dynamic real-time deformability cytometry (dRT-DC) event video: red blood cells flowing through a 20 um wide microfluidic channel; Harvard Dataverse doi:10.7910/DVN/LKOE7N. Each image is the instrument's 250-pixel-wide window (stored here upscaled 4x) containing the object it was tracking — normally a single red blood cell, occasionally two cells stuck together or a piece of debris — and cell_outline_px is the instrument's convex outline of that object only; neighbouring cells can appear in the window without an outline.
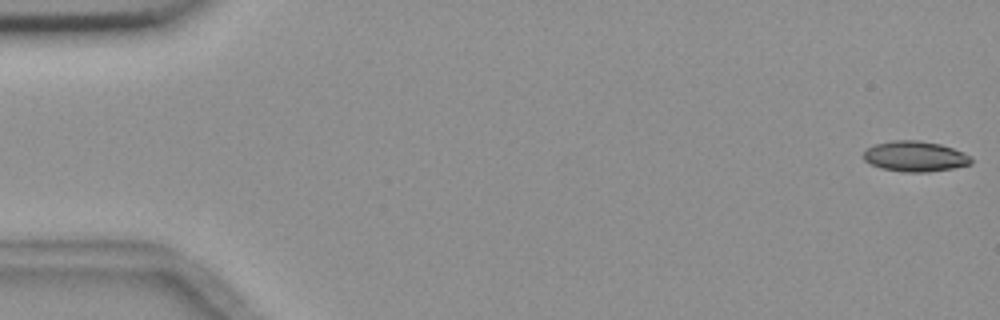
{"species": "common noctule bat (a hibernating species)", "species_latin": "Nyctalus noctula", "temperature_condition": "room temperature", "stored_images_in_passage": 8, "camera_frame_rate_fps": 3000, "um_per_image_px": 0.085, "animal": {"sex": "female", "body_mass_g": 18.4}, "frame": {"image": 1, "passage_image": 1, "time_ms": 0.0, "image_size_px": [1000, 320], "cell_outline_px": [[972, 164], [952, 168], [928, 172], [904, 172], [880, 168], [864, 160], [860, 156], [868, 148], [876, 144], [892, 140], [920, 140], [940, 144], [964, 152], [972, 156]], "centroid_in_image_um": [77.78, 13.29], "position_along_channel_um": 7.2, "area_um2": 19.25}}
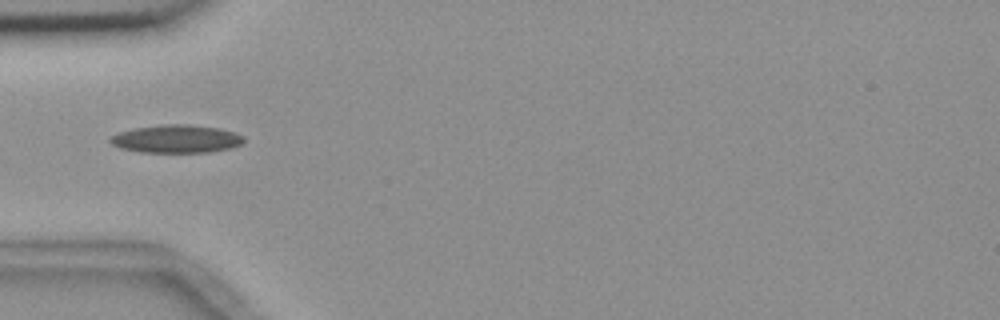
{"frame": {"image": 2, "passage_image": 6, "time_ms": 5.667, "image_size_px": [1000, 320], "cell_outline_px": [[244, 140], [240, 144], [228, 148], [208, 152], [140, 152], [120, 148], [112, 144], [108, 140], [112, 136], [120, 132], [136, 128], [164, 124], [184, 124], [220, 128], [244, 136]], "centroid_in_image_um": [14.97, 11.8], "position_along_channel_um": 70.0, "area_um2": 21.5}}
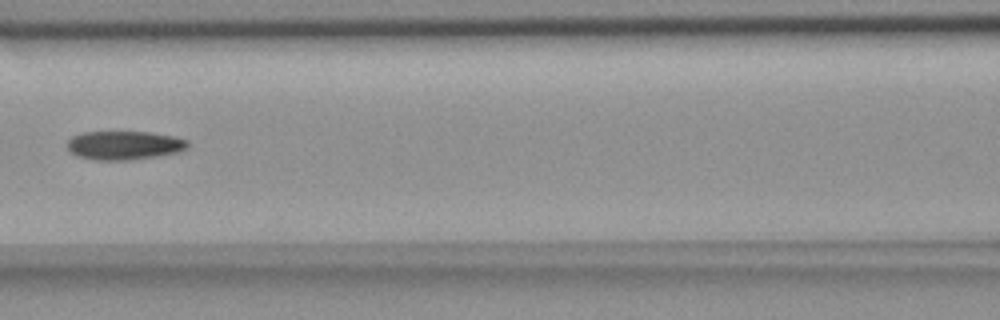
{"frame": {"image": 3, "passage_image": 8, "time_ms": 8.0, "image_size_px": [1000, 320], "cell_outline_px": [[188, 148], [180, 152], [160, 156], [132, 160], [92, 160], [80, 156], [72, 152], [68, 148], [68, 140], [72, 136], [84, 132], [148, 132], [172, 136], [188, 140]], "centroid_in_image_um": [10.6, 12.36], "position_along_channel_um": 156.0, "area_um2": 20.23}}